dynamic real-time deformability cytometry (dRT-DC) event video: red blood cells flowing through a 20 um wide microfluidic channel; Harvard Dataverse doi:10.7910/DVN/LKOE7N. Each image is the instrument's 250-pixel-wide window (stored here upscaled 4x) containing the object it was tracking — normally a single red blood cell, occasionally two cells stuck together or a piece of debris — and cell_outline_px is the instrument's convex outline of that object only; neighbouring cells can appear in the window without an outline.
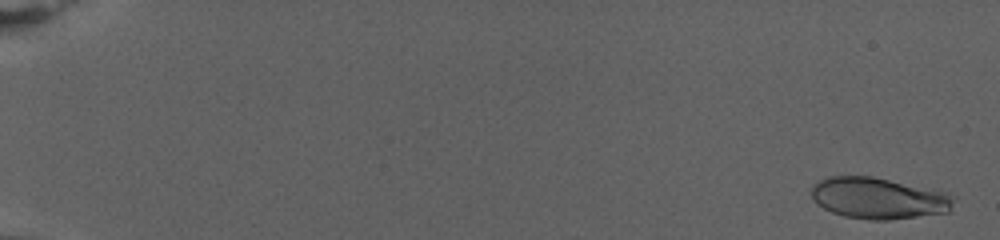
{"species": "human", "species_latin": "Homo sapiens", "temperature_condition": "warm", "stored_images_in_passage": 80, "camera_frame_rate_fps": 3000, "um_per_image_px": 0.085, "donor": {"sex": "female"}, "frame": {"image": 1, "passage_image": 3, "time_ms": 0.667, "image_size_px": [1000, 240], "cell_outline_px": [[956, 196], [948, 212], [888, 220], [872, 220], [844, 216], [832, 212], [816, 204], [812, 196], [812, 184], [828, 176], [872, 176], [944, 192]], "centroid_in_image_um": [74.64, 16.84], "position_along_channel_um": 10.4, "area_um2": 34.04}}
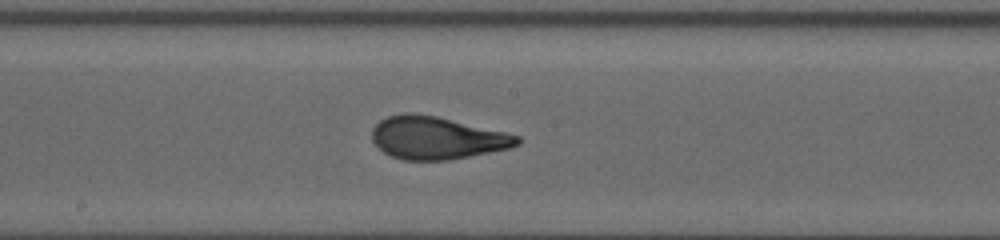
{"frame": {"image": 2, "passage_image": 47, "time_ms": 15.333, "image_size_px": [1000, 240], "cell_outline_px": [[520, 144], [508, 148], [448, 160], [404, 160], [392, 156], [384, 152], [372, 140], [372, 128], [380, 120], [388, 116], [404, 112], [416, 112], [436, 116], [504, 132], [520, 136]], "centroid_in_image_um": [37.09, 11.71], "position_along_channel_um": 211.1, "area_um2": 35.78}}
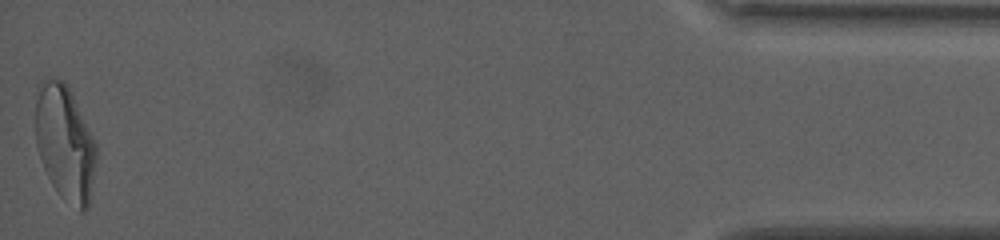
{"frame": {"image": 3, "passage_image": 80, "time_ms": 26.333, "image_size_px": [1000, 240], "cell_outline_px": [[96, 164], [88, 208], [84, 212], [80, 212], [64, 200], [60, 196], [52, 184], [44, 168], [36, 144], [36, 88], [48, 80], [56, 76], [64, 80], [72, 92], [96, 144]], "centroid_in_image_um": [5.53, 12.16], "position_along_channel_um": 429.7, "area_um2": 40.92}, "authors_computed_cell_mechanics": {"area_um2": 35.4892, "velocity_mm_per_s": 2.7061, "shape_relaxation_time_tau1_ms": 8.1716, "shape_relaxation_time_tau2_ms": 1.1379, "deformation_change_tau1": 0.257, "deformation_change_tau2": 0.0795}}